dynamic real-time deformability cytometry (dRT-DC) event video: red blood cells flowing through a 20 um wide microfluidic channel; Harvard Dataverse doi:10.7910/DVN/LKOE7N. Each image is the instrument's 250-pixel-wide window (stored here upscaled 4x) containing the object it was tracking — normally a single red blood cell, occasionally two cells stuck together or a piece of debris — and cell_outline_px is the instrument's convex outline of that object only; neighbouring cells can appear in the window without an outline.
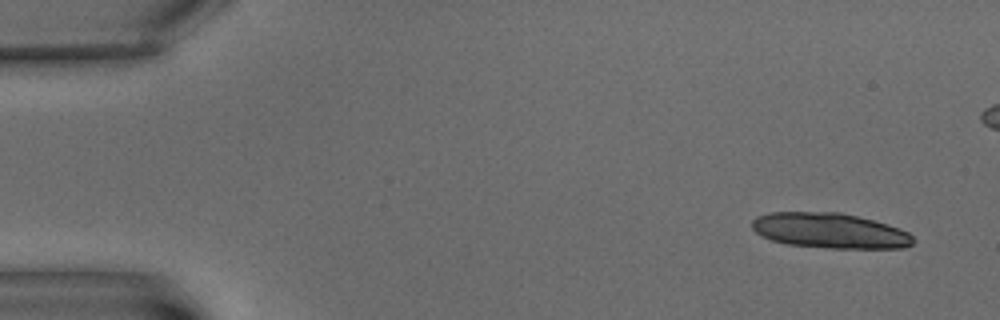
{"species": "common noctule bat (a hibernating species)", "species_latin": "Nyctalus noctula", "temperature_condition": "warm", "stored_images_in_passage": 8, "camera_frame_rate_fps": 3000, "um_per_image_px": 0.085, "animal": {"sex": "male", "body_mass_g": 15.6}, "frame": {"image": 1, "passage_image": 1, "time_ms": 0.0, "image_size_px": [1000, 320], "cell_outline_px": [[916, 240], [912, 244], [904, 248], [832, 248], [788, 244], [772, 240], [756, 232], [752, 228], [752, 220], [756, 216], [768, 212], [840, 212], [888, 224], [900, 228], [908, 232]], "centroid_in_image_um": [70.55, 19.6], "position_along_channel_um": 14.4, "area_um2": 33.06}}
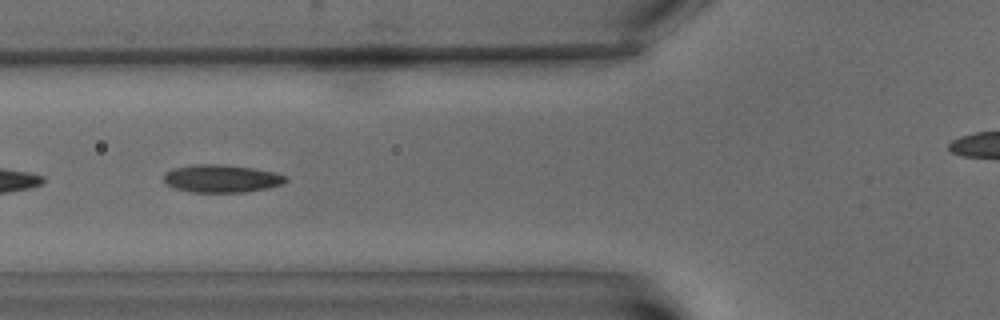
{"frame": {"image": 2, "passage_image": 6, "time_ms": 7.333, "image_size_px": [1000, 320], "cell_outline_px": [[288, 180], [284, 184], [268, 188], [244, 192], [192, 192], [176, 188], [168, 184], [164, 180], [164, 172], [172, 168], [192, 164], [216, 164], [252, 168], [276, 172], [288, 176]], "centroid_in_image_um": [18.86, 15.17], "position_along_channel_um": 106.9, "area_um2": 19.83}}